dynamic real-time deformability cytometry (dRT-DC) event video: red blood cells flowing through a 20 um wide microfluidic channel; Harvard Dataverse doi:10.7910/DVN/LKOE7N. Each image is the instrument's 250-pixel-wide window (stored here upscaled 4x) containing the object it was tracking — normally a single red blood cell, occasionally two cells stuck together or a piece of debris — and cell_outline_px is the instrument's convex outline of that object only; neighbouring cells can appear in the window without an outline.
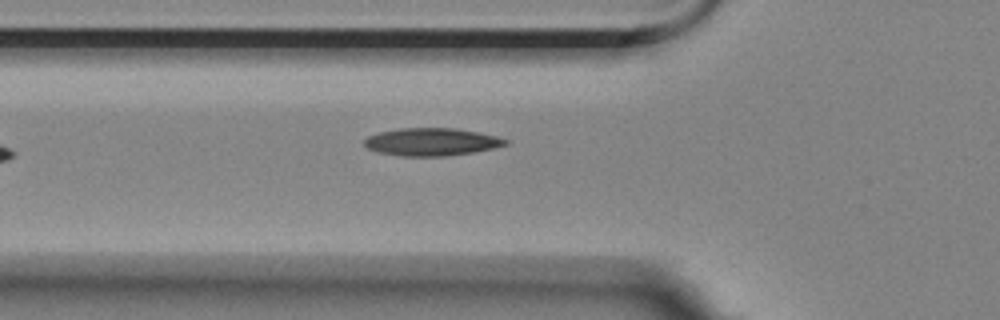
{"species": "Egyptian fruit bat (a non-hibernating species)", "species_latin": "Rousettus aegyptiacus", "temperature_condition": "room temperature", "stored_images_in_passage": 5, "camera_frame_rate_fps": 3000, "um_per_image_px": 0.085, "animal": {"sex": "female"}, "frame": {"image": 1, "passage_image": 5, "time_ms": 4.333, "image_size_px": [1000, 320], "cell_outline_px": [[508, 144], [492, 148], [472, 152], [444, 156], [404, 156], [376, 152], [368, 148], [364, 144], [364, 140], [368, 136], [380, 132], [400, 128], [456, 128], [480, 132], [496, 136], [508, 140]], "centroid_in_image_um": [36.67, 12.05], "position_along_channel_um": 89.1, "area_um2": 22.66}}